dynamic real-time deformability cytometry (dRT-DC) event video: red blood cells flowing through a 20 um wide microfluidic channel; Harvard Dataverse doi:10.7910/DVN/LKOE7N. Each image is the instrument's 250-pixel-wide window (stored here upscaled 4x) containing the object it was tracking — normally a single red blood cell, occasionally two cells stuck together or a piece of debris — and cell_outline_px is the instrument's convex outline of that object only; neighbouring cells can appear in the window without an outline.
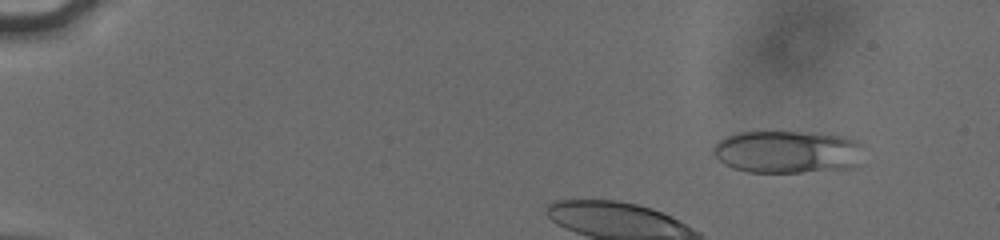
{"species": "human", "species_latin": "Homo sapiens", "temperature_condition": "cold", "stored_images_in_passage": 32, "camera_frame_rate_fps": 3000, "um_per_image_px": 0.085, "donor": {"sex": "male"}, "frame": {"image": 1, "passage_image": 2, "time_ms": 0.333, "image_size_px": [1000, 240], "cell_outline_px": [[864, 144], [856, 168], [800, 172], [748, 172], [732, 168], [724, 164], [712, 152], [712, 148], [720, 140], [736, 132], [816, 132], [852, 136], [860, 140]], "centroid_in_image_um": [67.02, 12.89], "position_along_channel_um": 18.0, "area_um2": 38.09}}
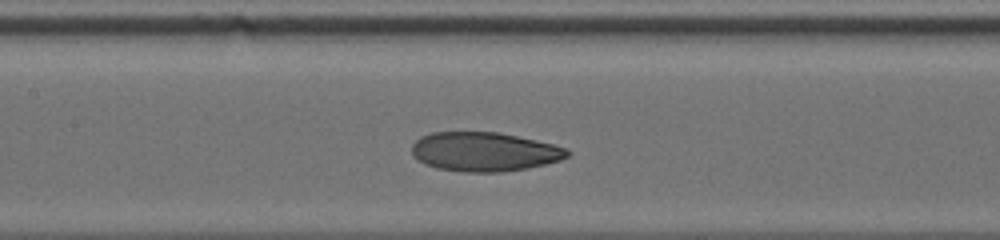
{"frame": {"image": 2, "passage_image": 16, "time_ms": 6.0, "image_size_px": [1000, 240], "cell_outline_px": [[572, 152], [568, 156], [560, 160], [528, 168], [500, 172], [460, 172], [436, 168], [424, 164], [416, 160], [412, 156], [412, 144], [420, 136], [432, 132], [496, 132], [536, 140], [568, 148]], "centroid_in_image_um": [41.13, 12.9], "position_along_channel_um": 166.3, "area_um2": 35.72}}
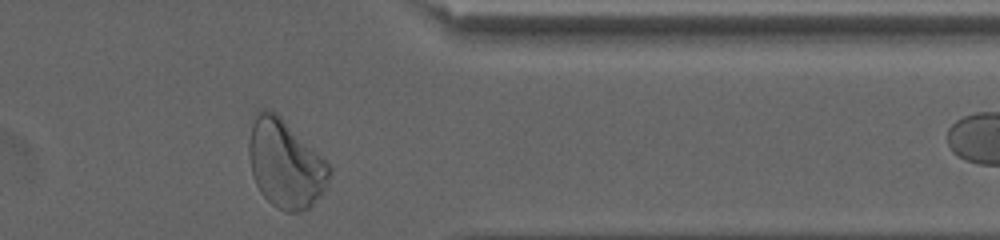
{"frame": {"image": 3, "passage_image": 32, "time_ms": 12.0, "image_size_px": [1000, 240], "cell_outline_px": [[332, 172], [320, 196], [308, 208], [300, 212], [284, 212], [272, 204], [260, 192], [252, 176], [248, 156], [248, 140], [252, 124], [256, 112], [260, 108], [268, 108], [276, 112], [332, 168]], "centroid_in_image_um": [24.21, 13.92], "position_along_channel_um": 387.2, "area_um2": 41.1}, "authors_computed_cell_mechanics": {"area_um2": 36.6452, "velocity_mm_per_s": 3.796, "shape_relaxation_time_tau1_ms": 7.2495, "shape_relaxation_time_tau2_ms": 1.122, "deformation_change_tau1": 0.219, "deformation_change_tau2": 0.0643}}